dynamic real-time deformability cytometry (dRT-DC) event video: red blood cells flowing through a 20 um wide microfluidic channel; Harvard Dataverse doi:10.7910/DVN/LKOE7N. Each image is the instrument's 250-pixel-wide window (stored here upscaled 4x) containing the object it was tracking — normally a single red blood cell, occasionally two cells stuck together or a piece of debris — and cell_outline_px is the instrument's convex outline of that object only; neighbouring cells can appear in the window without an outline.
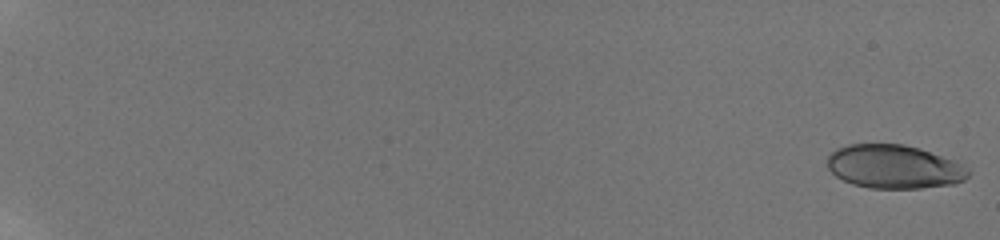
{"species": "human", "species_latin": "Homo sapiens", "temperature_condition": "room temperature", "stored_images_in_passage": 35, "camera_frame_rate_fps": 3000, "um_per_image_px": 0.085, "donor": {"sex": "male"}, "frame": {"image": 1, "passage_image": 1, "time_ms": 0.0, "image_size_px": [1000, 240], "cell_outline_px": [[968, 176], [964, 180], [952, 184], [920, 188], [868, 188], [852, 184], [836, 176], [828, 168], [828, 156], [836, 148], [848, 144], [904, 144], [920, 148], [956, 160], [968, 168]], "centroid_in_image_um": [76.01, 14.16], "position_along_channel_um": 9.0, "area_um2": 35.95}}
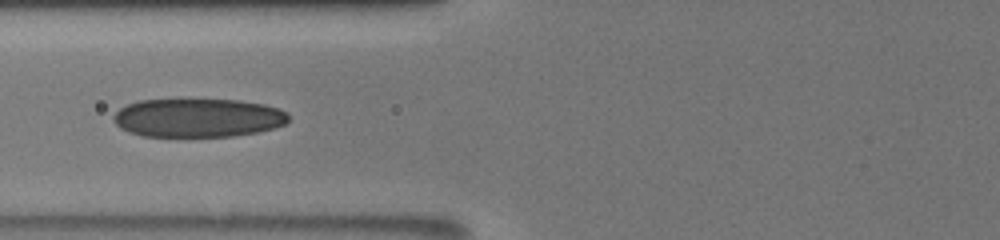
{"frame": {"image": 2, "passage_image": 21, "time_ms": 9.0, "image_size_px": [1000, 240], "cell_outline_px": [[288, 120], [284, 124], [276, 128], [256, 132], [232, 136], [144, 136], [128, 132], [120, 128], [112, 120], [112, 116], [120, 108], [128, 104], [140, 100], [240, 100], [264, 104], [288, 112]], "centroid_in_image_um": [16.81, 10.02], "position_along_channel_um": 109.0, "area_um2": 39.36}}
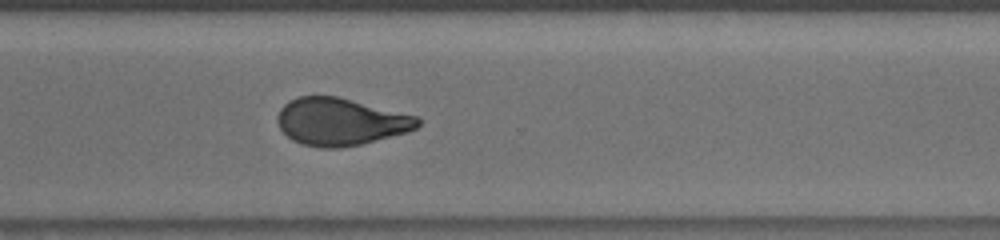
{"frame": {"image": 3, "passage_image": 35, "time_ms": 15.0, "image_size_px": [1000, 240], "cell_outline_px": [[420, 124], [416, 128], [408, 132], [360, 144], [336, 148], [320, 148], [304, 144], [292, 140], [280, 128], [276, 120], [276, 116], [280, 108], [284, 104], [300, 96], [336, 96], [416, 116], [420, 120]], "centroid_in_image_um": [28.92, 10.35], "position_along_channel_um": 341.7, "area_um2": 38.32}}